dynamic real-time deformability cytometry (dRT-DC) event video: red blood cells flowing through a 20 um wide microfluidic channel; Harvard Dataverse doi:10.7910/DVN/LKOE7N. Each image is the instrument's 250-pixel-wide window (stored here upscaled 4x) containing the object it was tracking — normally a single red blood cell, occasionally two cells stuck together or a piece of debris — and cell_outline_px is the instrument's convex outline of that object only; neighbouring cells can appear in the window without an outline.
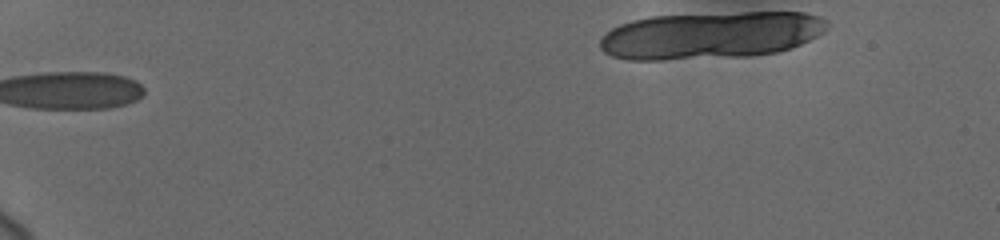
{"species": "human", "species_latin": "Homo sapiens", "temperature_condition": "cold", "stored_images_in_passage": 10, "camera_frame_rate_fps": 3000, "um_per_image_px": 0.085, "donor": {"sex": "female"}, "frame": {"image": 1, "passage_image": 1, "time_ms": 0.0, "image_size_px": [1000, 240], "cell_outline_px": [[828, 28], [824, 32], [792, 48], [776, 52], [748, 56], [660, 60], [628, 60], [612, 56], [604, 52], [600, 48], [600, 40], [612, 28], [620, 24], [632, 20], [648, 16], [744, 12], [804, 12], [820, 16], [828, 20]], "centroid_in_image_um": [60.42, 2.99], "position_along_channel_um": 24.6, "area_um2": 62.83}}
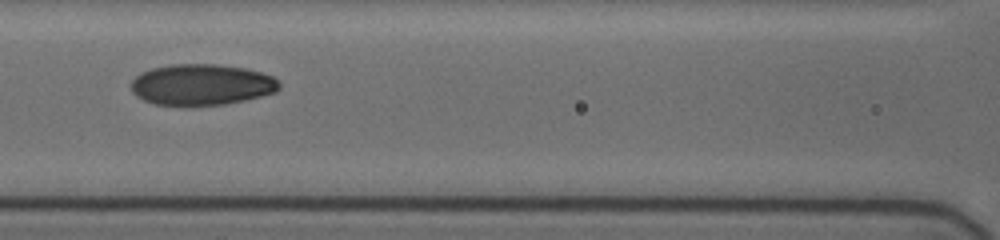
{"frame": {"image": 2, "passage_image": 9, "time_ms": 7.667, "image_size_px": [1000, 240], "cell_outline_px": [[280, 88], [276, 92], [244, 100], [224, 104], [156, 104], [144, 100], [136, 96], [132, 92], [132, 80], [140, 72], [152, 68], [172, 64], [220, 64], [244, 68], [260, 72], [272, 76], [280, 84]], "centroid_in_image_um": [17.13, 7.17], "position_along_channel_um": 149.5, "area_um2": 35.08}}
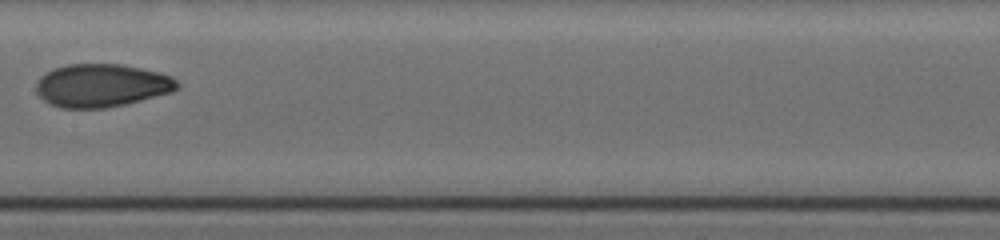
{"frame": {"image": 3, "passage_image": 10, "time_ms": 9.0, "image_size_px": [1000, 240], "cell_outline_px": [[180, 84], [172, 92], [124, 104], [104, 108], [60, 108], [48, 104], [36, 92], [36, 80], [40, 76], [52, 68], [68, 64], [120, 64], [160, 72], [172, 76]], "centroid_in_image_um": [8.6, 7.26], "position_along_channel_um": 198.8, "area_um2": 35.55}}